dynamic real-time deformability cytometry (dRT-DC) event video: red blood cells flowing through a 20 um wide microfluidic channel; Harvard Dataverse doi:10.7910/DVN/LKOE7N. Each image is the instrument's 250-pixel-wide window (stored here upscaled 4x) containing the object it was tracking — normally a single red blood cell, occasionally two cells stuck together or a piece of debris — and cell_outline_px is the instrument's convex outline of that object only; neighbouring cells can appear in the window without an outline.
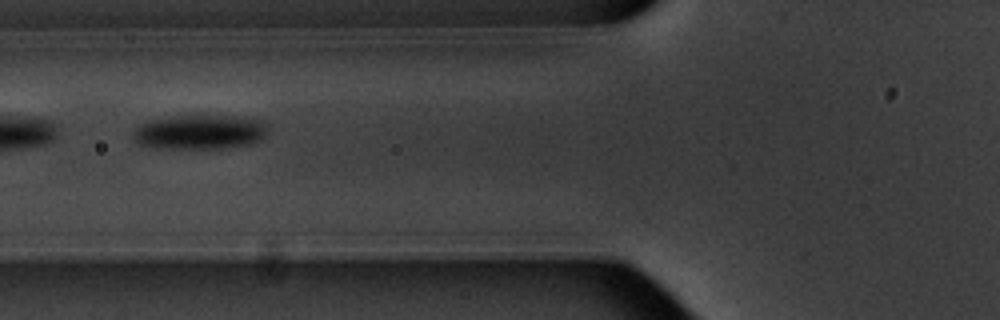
{"species": "common noctule bat (a hibernating species)", "species_latin": "Nyctalus noctula", "temperature_condition": "warm", "stored_images_in_passage": 12, "camera_frame_rate_fps": 3000, "um_per_image_px": 0.085, "animal": {"sex": "male", "body_mass_g": 20.1, "forearm_length_mm": 53.5}, "frame": {"image": 1, "passage_image": 7, "time_ms": 7.667, "image_size_px": [1000, 320], "cell_outline_px": [[268, 132], [260, 140], [252, 144], [220, 148], [160, 148], [140, 144], [132, 136], [136, 128], [140, 124], [148, 120], [172, 116], [248, 116], [264, 120]], "centroid_in_image_um": [17.04, 11.2], "position_along_channel_um": 108.8, "area_um2": 27.22}}